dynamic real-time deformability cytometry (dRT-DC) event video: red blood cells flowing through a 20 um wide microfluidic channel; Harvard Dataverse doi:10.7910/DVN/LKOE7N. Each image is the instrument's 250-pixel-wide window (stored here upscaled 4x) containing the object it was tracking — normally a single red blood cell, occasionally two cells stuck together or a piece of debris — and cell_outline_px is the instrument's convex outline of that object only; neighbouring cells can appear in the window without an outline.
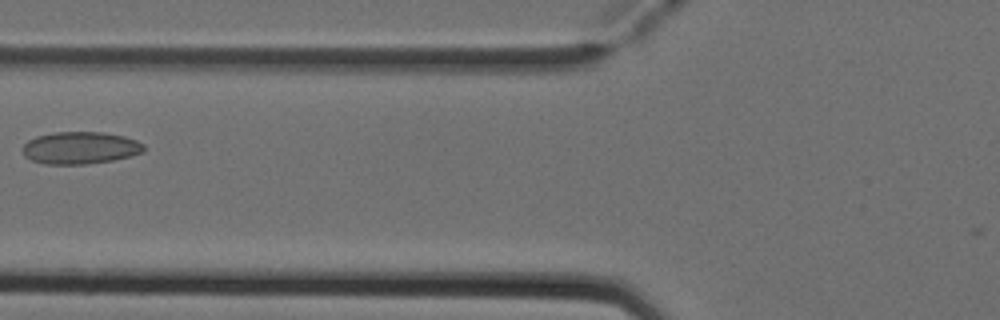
{"species": "Egyptian fruit bat (a non-hibernating species)", "species_latin": "Rousettus aegyptiacus", "temperature_condition": "cold", "stored_images_in_passage": 4, "camera_frame_rate_fps": 3000, "um_per_image_px": 0.085, "animal": {"sex": "female"}, "frame": {"image": 1, "passage_image": 4, "time_ms": 1.0, "image_size_px": [1000, 320], "cell_outline_px": [[144, 152], [132, 156], [112, 160], [84, 164], [44, 164], [32, 160], [24, 156], [24, 144], [28, 140], [36, 136], [56, 132], [100, 132], [124, 136], [136, 140], [144, 144]], "centroid_in_image_um": [6.83, 12.57], "position_along_channel_um": 119.0, "area_um2": 22.72}}